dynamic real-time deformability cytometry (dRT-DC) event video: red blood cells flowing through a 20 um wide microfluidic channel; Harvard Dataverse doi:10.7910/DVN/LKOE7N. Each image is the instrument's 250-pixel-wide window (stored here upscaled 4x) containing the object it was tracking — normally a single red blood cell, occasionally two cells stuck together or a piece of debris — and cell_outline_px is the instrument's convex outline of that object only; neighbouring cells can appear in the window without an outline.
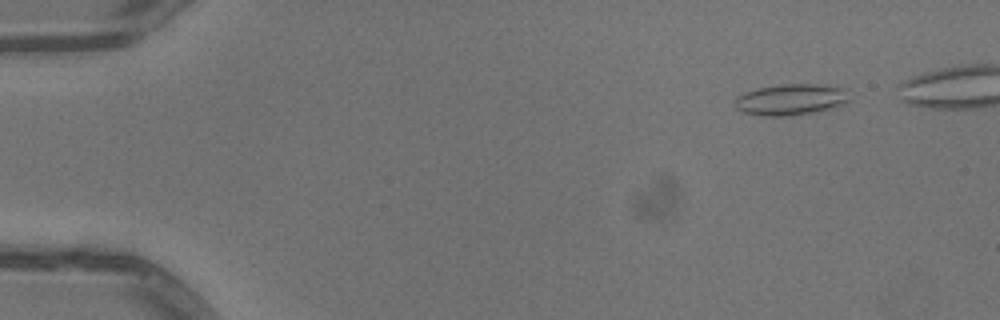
{"species": "common noctule bat (a hibernating species)", "species_latin": "Nyctalus noctula", "temperature_condition": "warm", "stored_images_in_passage": 47, "camera_frame_rate_fps": 3000, "um_per_image_px": 0.085, "animal": {"sex": "male", "body_mass_g": 13.3}, "frame": {"image": 1, "passage_image": 6, "time_ms": 1.667, "image_size_px": [1000, 320], "cell_outline_px": [[848, 100], [840, 104], [816, 112], [788, 116], [760, 116], [744, 112], [736, 108], [736, 96], [760, 88], [780, 84], [812, 84], [844, 88]], "centroid_in_image_um": [67.17, 8.47], "position_along_channel_um": 17.8, "area_um2": 20.29}}
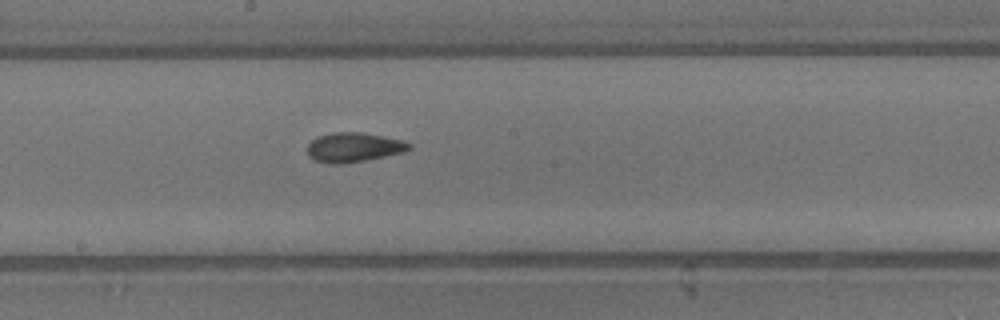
{"frame": {"image": 2, "passage_image": 29, "time_ms": 9.333, "image_size_px": [1000, 320], "cell_outline_px": [[412, 148], [404, 152], [364, 160], [340, 164], [332, 164], [316, 160], [308, 156], [308, 144], [316, 136], [336, 132], [360, 132], [384, 136], [404, 140], [412, 144]], "centroid_in_image_um": [30.09, 12.51], "position_along_channel_um": 218.1, "area_um2": 17.46}}
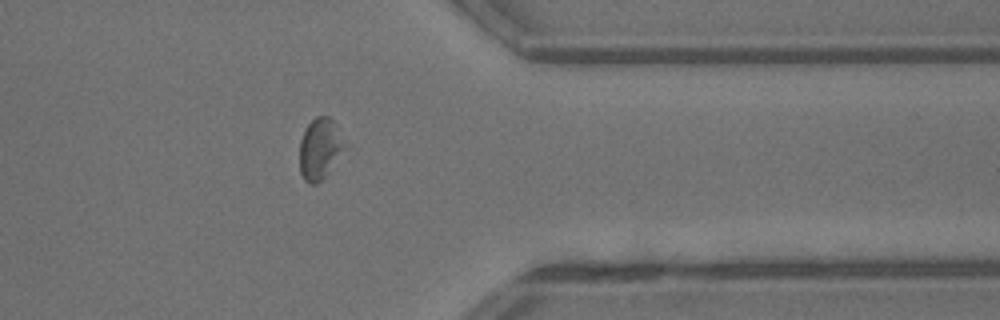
{"frame": {"image": 3, "passage_image": 42, "time_ms": 13.667, "image_size_px": [1000, 320], "cell_outline_px": [[344, 148], [324, 176], [316, 184], [308, 184], [304, 180], [300, 172], [300, 140], [308, 124], [316, 116], [328, 116], [332, 120]], "centroid_in_image_um": [27.11, 12.66], "position_along_channel_um": 384.3, "area_um2": 15.14}}